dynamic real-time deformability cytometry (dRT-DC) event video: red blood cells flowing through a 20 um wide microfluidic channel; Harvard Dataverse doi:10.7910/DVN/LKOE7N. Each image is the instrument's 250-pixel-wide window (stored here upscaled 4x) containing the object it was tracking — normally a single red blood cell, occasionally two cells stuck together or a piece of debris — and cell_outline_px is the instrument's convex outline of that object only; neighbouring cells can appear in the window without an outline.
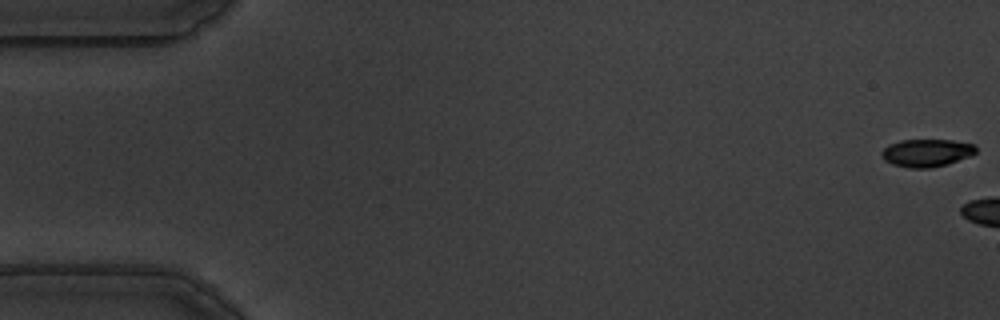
{"species": "common noctule bat (a hibernating species)", "species_latin": "Nyctalus noctula", "temperature_condition": "warm", "stored_images_in_passage": 5, "camera_frame_rate_fps": 3000, "um_per_image_px": 0.085, "animal": {"sex": "male", "body_mass_g": 19.5, "forearm_length_mm": 54.6}, "frame": {"image": 1, "passage_image": 1, "time_ms": 0.0, "image_size_px": [1000, 320], "cell_outline_px": [[976, 152], [968, 156], [948, 164], [932, 168], [908, 168], [892, 164], [884, 160], [880, 152], [888, 144], [900, 140], [952, 140], [976, 144]], "centroid_in_image_um": [78.74, 12.99], "position_along_channel_um": 6.3, "area_um2": 15.32}}